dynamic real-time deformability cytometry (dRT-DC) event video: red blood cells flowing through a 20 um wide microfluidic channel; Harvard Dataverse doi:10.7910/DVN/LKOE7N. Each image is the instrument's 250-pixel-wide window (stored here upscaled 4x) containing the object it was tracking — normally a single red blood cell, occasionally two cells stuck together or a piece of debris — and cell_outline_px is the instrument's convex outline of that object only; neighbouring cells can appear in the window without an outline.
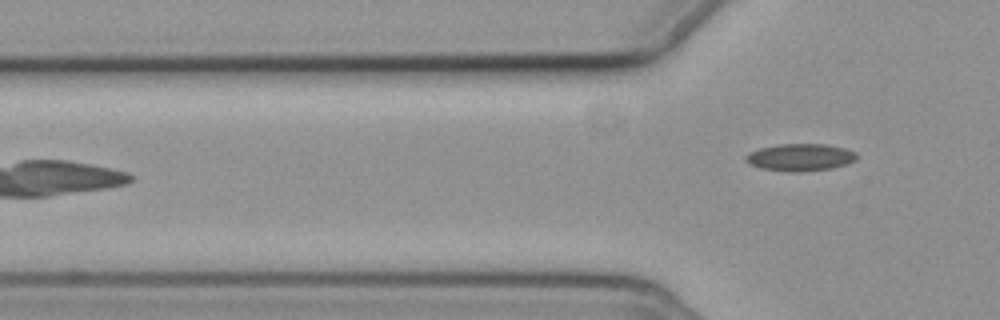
{"species": "common noctule bat (a hibernating species)", "species_latin": "Nyctalus noctula", "temperature_condition": "cold", "stored_images_in_passage": 7, "camera_frame_rate_fps": 3000, "um_per_image_px": 0.085, "animal": {"sex": "female", "body_mass_g": 19.3, "forearm_length_mm": 54.1}, "frame": {"image": 1, "passage_image": 7, "time_ms": 7.0, "image_size_px": [1000, 320], "cell_outline_px": [[860, 156], [856, 160], [848, 164], [832, 168], [800, 172], [788, 172], [760, 168], [748, 164], [744, 160], [744, 156], [748, 152], [760, 148], [780, 144], [824, 144], [844, 148], [856, 152]], "centroid_in_image_um": [68.01, 13.38], "position_along_channel_um": 57.8, "area_um2": 17.92}}